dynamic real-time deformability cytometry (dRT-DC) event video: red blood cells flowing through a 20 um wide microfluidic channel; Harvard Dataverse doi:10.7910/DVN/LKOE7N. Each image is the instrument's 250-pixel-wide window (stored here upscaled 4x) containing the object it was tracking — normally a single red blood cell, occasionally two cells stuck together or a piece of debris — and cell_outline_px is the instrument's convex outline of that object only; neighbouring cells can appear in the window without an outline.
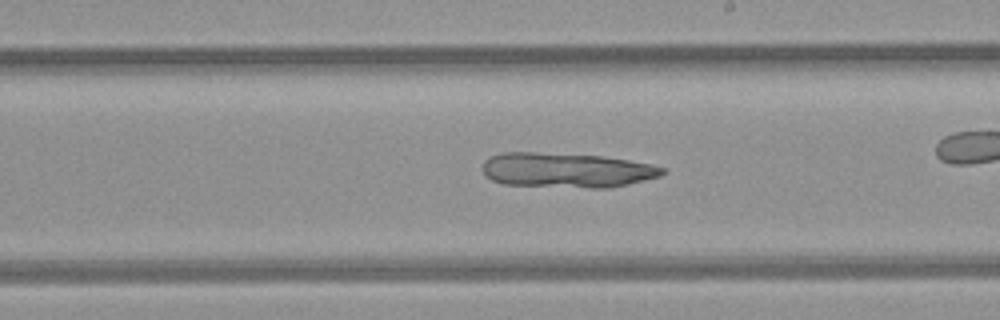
{"species": "common noctule bat (a hibernating species)", "species_latin": "Nyctalus noctula", "temperature_condition": "room temperature", "stored_images_in_passage": 39, "camera_frame_rate_fps": 3000, "um_per_image_px": 0.085, "animal": {"sex": "female", "body_mass_g": 21.9}, "frame": {"image": 1, "passage_image": 28, "time_ms": 9.0, "image_size_px": [1000, 320], "cell_outline_px": [[664, 172], [660, 176], [612, 188], [588, 188], [504, 184], [492, 180], [484, 176], [484, 160], [488, 156], [504, 152], [532, 152], [600, 156], [628, 160], [648, 164], [664, 168]], "centroid_in_image_um": [48.12, 14.47], "position_along_channel_um": 240.9, "area_um2": 36.36}}
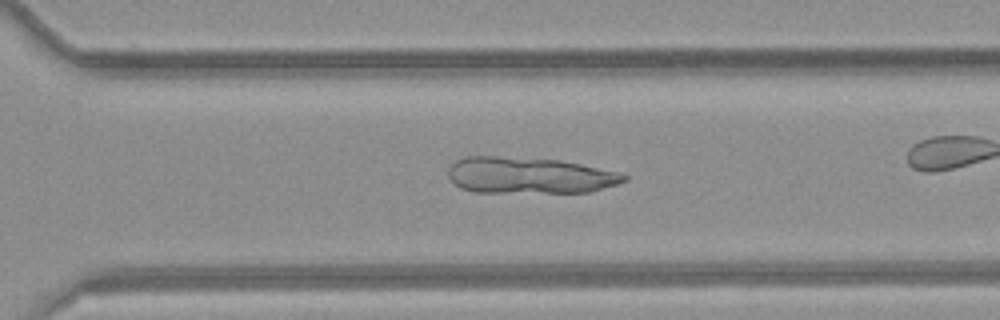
{"frame": {"image": 2, "passage_image": 34, "time_ms": 11.0, "image_size_px": [1000, 320], "cell_outline_px": [[628, 180], [616, 184], [588, 192], [476, 192], [460, 188], [448, 176], [448, 168], [456, 160], [464, 156], [496, 156], [560, 160], [620, 172], [628, 176]], "centroid_in_image_um": [44.97, 14.9], "position_along_channel_um": 325.6, "area_um2": 37.17}}